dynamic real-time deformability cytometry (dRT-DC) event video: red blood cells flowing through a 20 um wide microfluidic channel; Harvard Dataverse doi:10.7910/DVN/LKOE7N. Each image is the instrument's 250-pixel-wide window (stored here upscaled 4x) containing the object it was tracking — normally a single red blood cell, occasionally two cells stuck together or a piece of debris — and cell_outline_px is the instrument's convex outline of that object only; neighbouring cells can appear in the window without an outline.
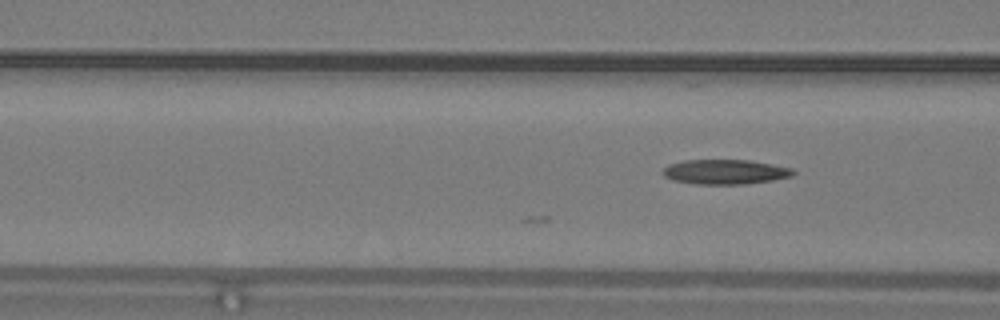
{"species": "common noctule bat (a hibernating species)", "species_latin": "Nyctalus noctula", "temperature_condition": "warm", "stored_images_in_passage": 4, "camera_frame_rate_fps": 3000, "um_per_image_px": 0.085, "animal": {"sex": "male", "body_mass_g": 19.2, "forearm_length_mm": 51.8}, "frame": {"image": 1, "passage_image": 4, "time_ms": 1.0, "image_size_px": [1000, 320], "cell_outline_px": [[796, 172], [792, 176], [772, 180], [744, 184], [696, 184], [676, 180], [664, 176], [660, 172], [668, 164], [684, 160], [752, 160], [792, 168]], "centroid_in_image_um": [61.64, 14.6], "position_along_channel_um": 105.0, "area_um2": 18.79}}